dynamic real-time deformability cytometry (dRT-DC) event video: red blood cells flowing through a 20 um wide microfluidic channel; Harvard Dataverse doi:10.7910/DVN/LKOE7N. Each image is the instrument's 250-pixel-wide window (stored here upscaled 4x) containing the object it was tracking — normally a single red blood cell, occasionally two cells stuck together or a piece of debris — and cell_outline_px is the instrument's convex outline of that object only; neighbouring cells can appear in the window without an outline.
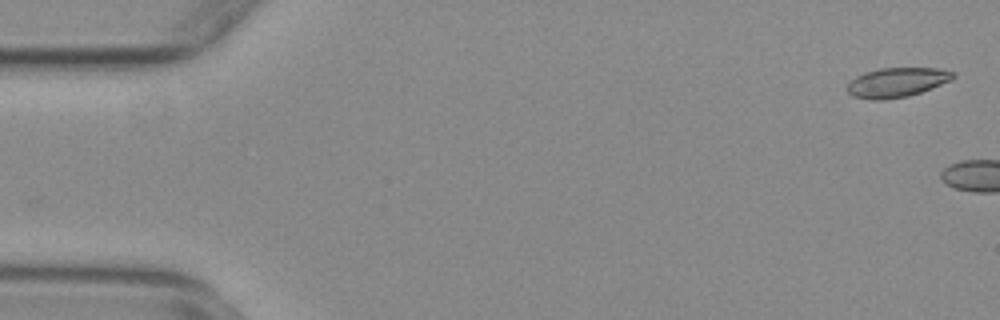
{"species": "common noctule bat (a hibernating species)", "species_latin": "Nyctalus noctula", "temperature_condition": "warm", "stored_images_in_passage": 13, "camera_frame_rate_fps": 3000, "um_per_image_px": 0.085, "animal": {"sex": "female", "body_mass_g": 29.2, "forearm_length_mm": 56.3}, "frame": {"image": 1, "passage_image": 1, "time_ms": 0.0, "image_size_px": [1000, 320], "cell_outline_px": [[956, 76], [952, 80], [932, 88], [908, 96], [884, 100], [872, 100], [852, 96], [848, 92], [848, 84], [856, 76], [864, 72], [880, 68], [940, 68], [956, 72]], "centroid_in_image_um": [76.27, 7.0], "position_along_channel_um": 8.7, "area_um2": 18.32}}